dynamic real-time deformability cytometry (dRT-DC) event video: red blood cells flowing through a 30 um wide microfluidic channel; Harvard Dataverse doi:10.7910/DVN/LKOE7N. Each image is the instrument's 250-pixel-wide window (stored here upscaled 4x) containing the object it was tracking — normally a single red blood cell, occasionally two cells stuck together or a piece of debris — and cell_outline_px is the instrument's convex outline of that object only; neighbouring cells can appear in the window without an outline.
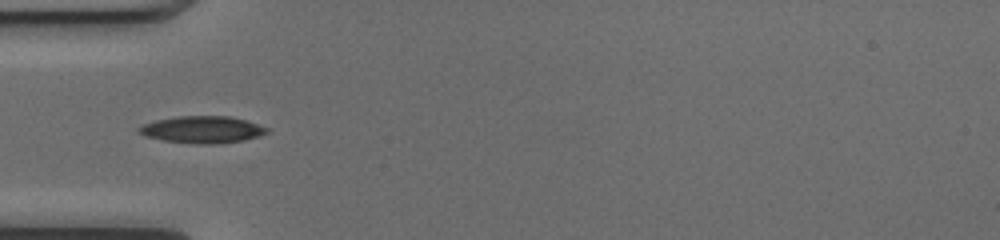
{"species": "common noctule bat (a hibernating species)", "species_latin": "Nyctalus noctula", "temperature_condition": "cold", "stored_images_in_passage": 38, "camera_frame_rate_fps": 3000, "um_per_image_px": 0.085, "animal": {"sex": "female", "body_mass_g": 17.0, "forearm_length_mm": 48.0}, "frame": {"image": 1, "passage_image": 4, "time_ms": 1.0, "image_size_px": [1000, 240], "cell_outline_px": [[268, 132], [260, 136], [244, 140], [216, 144], [196, 144], [164, 140], [144, 136], [136, 132], [136, 128], [144, 124], [156, 120], [176, 116], [228, 116], [244, 120], [268, 128]], "centroid_in_image_um": [17.15, 11.02], "position_along_channel_um": 67.8, "area_um2": 20.11}}
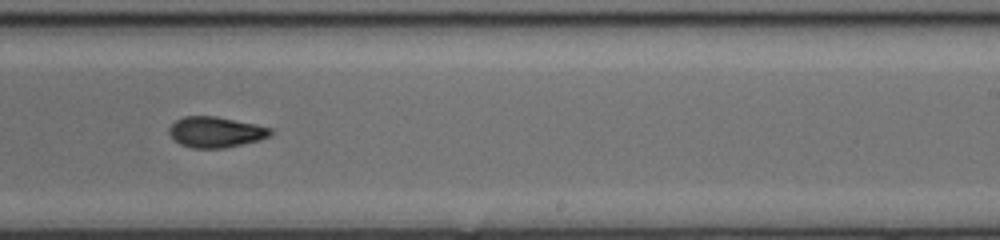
{"frame": {"image": 2, "passage_image": 19, "time_ms": 6.0, "image_size_px": [1000, 240], "cell_outline_px": [[272, 132], [268, 136], [260, 140], [224, 148], [192, 148], [180, 144], [168, 132], [168, 128], [176, 120], [184, 116], [216, 116], [256, 124], [272, 128]], "centroid_in_image_um": [18.33, 11.22], "position_along_channel_um": 270.7, "area_um2": 18.09}}
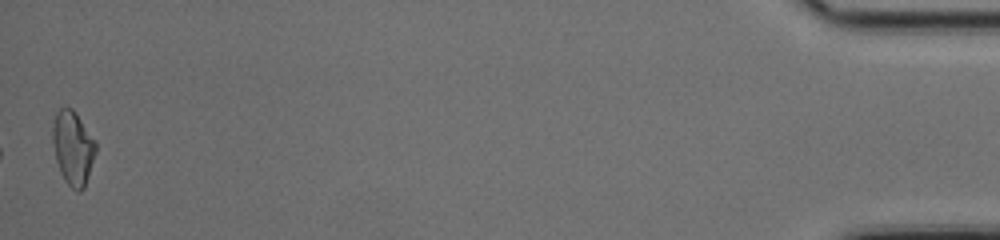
{"frame": {"image": 3, "passage_image": 38, "time_ms": 12.333, "image_size_px": [1000, 240], "cell_outline_px": [[96, 152], [84, 188], [80, 192], [76, 192], [64, 180], [60, 172], [56, 160], [52, 140], [52, 124], [56, 112], [60, 108], [72, 108], [96, 140]], "centroid_in_image_um": [6.2, 12.57], "position_along_channel_um": 429.0, "area_um2": 18.67}, "authors_computed_cell_mechanics": {"area_um2": 18.5538, "velocity_mm_per_s": 4.0486, "shape_relaxation_time_tau1_ms": null, "shape_relaxation_time_tau2_ms": 3.7504, "deformation_change_tau1": null, "deformation_change_tau2": 0.1003}}